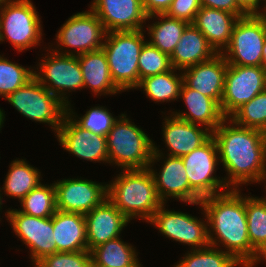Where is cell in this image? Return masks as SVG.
<instances>
[{"mask_svg": "<svg viewBox=\"0 0 266 267\" xmlns=\"http://www.w3.org/2000/svg\"><path fill=\"white\" fill-rule=\"evenodd\" d=\"M240 190H227L224 193L203 198L199 205L204 209L208 228V240L214 248L217 241L226 247L228 253L232 254L243 267H253L263 258L250 244L247 218L245 210V197ZM214 237V238H213ZM216 238V239H215ZM219 239V240H218Z\"/></svg>", "mask_w": 266, "mask_h": 267, "instance_id": "cell-1", "label": "cell"}, {"mask_svg": "<svg viewBox=\"0 0 266 267\" xmlns=\"http://www.w3.org/2000/svg\"><path fill=\"white\" fill-rule=\"evenodd\" d=\"M226 118L213 132L218 156L227 171L224 181L237 189L240 184L261 181L266 172V142L261 130L242 127ZM235 125V126H234ZM228 180V181H227Z\"/></svg>", "mask_w": 266, "mask_h": 267, "instance_id": "cell-2", "label": "cell"}, {"mask_svg": "<svg viewBox=\"0 0 266 267\" xmlns=\"http://www.w3.org/2000/svg\"><path fill=\"white\" fill-rule=\"evenodd\" d=\"M107 185V199L129 220L137 216L147 222L163 204L148 168L123 170Z\"/></svg>", "mask_w": 266, "mask_h": 267, "instance_id": "cell-3", "label": "cell"}, {"mask_svg": "<svg viewBox=\"0 0 266 267\" xmlns=\"http://www.w3.org/2000/svg\"><path fill=\"white\" fill-rule=\"evenodd\" d=\"M108 162L123 170L147 169L162 154L142 129L121 114L106 136Z\"/></svg>", "mask_w": 266, "mask_h": 267, "instance_id": "cell-4", "label": "cell"}, {"mask_svg": "<svg viewBox=\"0 0 266 267\" xmlns=\"http://www.w3.org/2000/svg\"><path fill=\"white\" fill-rule=\"evenodd\" d=\"M143 29L136 31H111L106 33L102 46L111 78L121 90L133 89L140 83L139 55L144 41Z\"/></svg>", "mask_w": 266, "mask_h": 267, "instance_id": "cell-5", "label": "cell"}, {"mask_svg": "<svg viewBox=\"0 0 266 267\" xmlns=\"http://www.w3.org/2000/svg\"><path fill=\"white\" fill-rule=\"evenodd\" d=\"M5 99L23 116L40 123L50 124L56 133L67 114V105L35 77Z\"/></svg>", "mask_w": 266, "mask_h": 267, "instance_id": "cell-6", "label": "cell"}, {"mask_svg": "<svg viewBox=\"0 0 266 267\" xmlns=\"http://www.w3.org/2000/svg\"><path fill=\"white\" fill-rule=\"evenodd\" d=\"M0 10V42L7 38L21 52L39 44L41 20L31 0H11Z\"/></svg>", "mask_w": 266, "mask_h": 267, "instance_id": "cell-7", "label": "cell"}, {"mask_svg": "<svg viewBox=\"0 0 266 267\" xmlns=\"http://www.w3.org/2000/svg\"><path fill=\"white\" fill-rule=\"evenodd\" d=\"M265 37L266 25L260 15L243 16L235 23L230 42L221 54L227 64L263 66Z\"/></svg>", "mask_w": 266, "mask_h": 267, "instance_id": "cell-8", "label": "cell"}, {"mask_svg": "<svg viewBox=\"0 0 266 267\" xmlns=\"http://www.w3.org/2000/svg\"><path fill=\"white\" fill-rule=\"evenodd\" d=\"M47 57L39 63L42 74L34 71V77L63 103L70 106L67 97H64V91L82 89L84 85L78 56L75 52L60 53L57 49Z\"/></svg>", "mask_w": 266, "mask_h": 267, "instance_id": "cell-9", "label": "cell"}, {"mask_svg": "<svg viewBox=\"0 0 266 267\" xmlns=\"http://www.w3.org/2000/svg\"><path fill=\"white\" fill-rule=\"evenodd\" d=\"M266 89L264 66H239L228 64L221 110L230 118L240 107Z\"/></svg>", "mask_w": 266, "mask_h": 267, "instance_id": "cell-10", "label": "cell"}, {"mask_svg": "<svg viewBox=\"0 0 266 267\" xmlns=\"http://www.w3.org/2000/svg\"><path fill=\"white\" fill-rule=\"evenodd\" d=\"M217 155V145L211 136L200 147L181 157L189 185L202 199L224 193L229 188L223 178L221 180L212 175L219 161ZM221 188L225 190L221 192Z\"/></svg>", "mask_w": 266, "mask_h": 267, "instance_id": "cell-11", "label": "cell"}, {"mask_svg": "<svg viewBox=\"0 0 266 267\" xmlns=\"http://www.w3.org/2000/svg\"><path fill=\"white\" fill-rule=\"evenodd\" d=\"M6 217L16 235L30 247L34 265L42 258L57 253L53 234V216L34 217L12 209L7 211Z\"/></svg>", "mask_w": 266, "mask_h": 267, "instance_id": "cell-12", "label": "cell"}, {"mask_svg": "<svg viewBox=\"0 0 266 267\" xmlns=\"http://www.w3.org/2000/svg\"><path fill=\"white\" fill-rule=\"evenodd\" d=\"M164 204L148 222L155 224L154 226L166 237L191 245L192 249H201L210 245L207 223L187 213L165 210Z\"/></svg>", "mask_w": 266, "mask_h": 267, "instance_id": "cell-13", "label": "cell"}, {"mask_svg": "<svg viewBox=\"0 0 266 267\" xmlns=\"http://www.w3.org/2000/svg\"><path fill=\"white\" fill-rule=\"evenodd\" d=\"M107 31L90 9L71 16L56 35L60 47L77 49V54L88 53L101 49Z\"/></svg>", "mask_w": 266, "mask_h": 267, "instance_id": "cell-14", "label": "cell"}, {"mask_svg": "<svg viewBox=\"0 0 266 267\" xmlns=\"http://www.w3.org/2000/svg\"><path fill=\"white\" fill-rule=\"evenodd\" d=\"M56 208L67 213L86 215L108 196V185L85 179H63L54 183Z\"/></svg>", "mask_w": 266, "mask_h": 267, "instance_id": "cell-15", "label": "cell"}, {"mask_svg": "<svg viewBox=\"0 0 266 267\" xmlns=\"http://www.w3.org/2000/svg\"><path fill=\"white\" fill-rule=\"evenodd\" d=\"M73 109L67 106V114L56 136L63 148L80 159L108 162L106 136L93 134L73 120ZM72 112V113H71Z\"/></svg>", "mask_w": 266, "mask_h": 267, "instance_id": "cell-16", "label": "cell"}, {"mask_svg": "<svg viewBox=\"0 0 266 267\" xmlns=\"http://www.w3.org/2000/svg\"><path fill=\"white\" fill-rule=\"evenodd\" d=\"M90 9L107 32L141 30L148 17L142 0H94Z\"/></svg>", "mask_w": 266, "mask_h": 267, "instance_id": "cell-17", "label": "cell"}, {"mask_svg": "<svg viewBox=\"0 0 266 267\" xmlns=\"http://www.w3.org/2000/svg\"><path fill=\"white\" fill-rule=\"evenodd\" d=\"M149 165L158 196L163 203L168 197L198 205L202 198L190 187L181 157L168 156L157 174ZM166 198V199H165Z\"/></svg>", "mask_w": 266, "mask_h": 267, "instance_id": "cell-18", "label": "cell"}, {"mask_svg": "<svg viewBox=\"0 0 266 267\" xmlns=\"http://www.w3.org/2000/svg\"><path fill=\"white\" fill-rule=\"evenodd\" d=\"M228 64L221 53L195 66L184 69L183 83L203 95L213 98L219 104L223 96Z\"/></svg>", "mask_w": 266, "mask_h": 267, "instance_id": "cell-19", "label": "cell"}, {"mask_svg": "<svg viewBox=\"0 0 266 267\" xmlns=\"http://www.w3.org/2000/svg\"><path fill=\"white\" fill-rule=\"evenodd\" d=\"M84 217L88 251L119 237L123 227L130 222L108 199L94 207Z\"/></svg>", "mask_w": 266, "mask_h": 267, "instance_id": "cell-20", "label": "cell"}, {"mask_svg": "<svg viewBox=\"0 0 266 267\" xmlns=\"http://www.w3.org/2000/svg\"><path fill=\"white\" fill-rule=\"evenodd\" d=\"M164 119L163 136L167 148L170 150L168 156L182 157L189 154L212 136L210 130H203L197 124L180 119L175 115Z\"/></svg>", "mask_w": 266, "mask_h": 267, "instance_id": "cell-21", "label": "cell"}, {"mask_svg": "<svg viewBox=\"0 0 266 267\" xmlns=\"http://www.w3.org/2000/svg\"><path fill=\"white\" fill-rule=\"evenodd\" d=\"M185 104L187 112H173L176 117L193 124H202L204 129L213 132L225 119L220 104L213 98L207 97L199 91L193 90L182 83L180 94Z\"/></svg>", "mask_w": 266, "mask_h": 267, "instance_id": "cell-22", "label": "cell"}, {"mask_svg": "<svg viewBox=\"0 0 266 267\" xmlns=\"http://www.w3.org/2000/svg\"><path fill=\"white\" fill-rule=\"evenodd\" d=\"M238 16L207 7H201L193 25L206 37L216 53H222L229 42Z\"/></svg>", "mask_w": 266, "mask_h": 267, "instance_id": "cell-23", "label": "cell"}, {"mask_svg": "<svg viewBox=\"0 0 266 267\" xmlns=\"http://www.w3.org/2000/svg\"><path fill=\"white\" fill-rule=\"evenodd\" d=\"M216 54L206 37L193 24H188L170 56V61L172 67L180 71L207 61Z\"/></svg>", "mask_w": 266, "mask_h": 267, "instance_id": "cell-24", "label": "cell"}, {"mask_svg": "<svg viewBox=\"0 0 266 267\" xmlns=\"http://www.w3.org/2000/svg\"><path fill=\"white\" fill-rule=\"evenodd\" d=\"M53 234L57 252L88 250L83 214L57 210L53 215Z\"/></svg>", "mask_w": 266, "mask_h": 267, "instance_id": "cell-25", "label": "cell"}, {"mask_svg": "<svg viewBox=\"0 0 266 267\" xmlns=\"http://www.w3.org/2000/svg\"><path fill=\"white\" fill-rule=\"evenodd\" d=\"M83 88L90 87L94 94H116L121 90L113 82L103 48L79 54Z\"/></svg>", "mask_w": 266, "mask_h": 267, "instance_id": "cell-26", "label": "cell"}, {"mask_svg": "<svg viewBox=\"0 0 266 267\" xmlns=\"http://www.w3.org/2000/svg\"><path fill=\"white\" fill-rule=\"evenodd\" d=\"M93 267H141L135 249L119 237L91 250Z\"/></svg>", "mask_w": 266, "mask_h": 267, "instance_id": "cell-27", "label": "cell"}, {"mask_svg": "<svg viewBox=\"0 0 266 267\" xmlns=\"http://www.w3.org/2000/svg\"><path fill=\"white\" fill-rule=\"evenodd\" d=\"M157 16L159 19L161 18V21H157L147 27L148 34L151 36L150 41L147 42L158 48L161 52L171 56L188 23L169 17L166 14L151 15L147 17V20H150V18L152 20L153 17L157 18Z\"/></svg>", "mask_w": 266, "mask_h": 267, "instance_id": "cell-28", "label": "cell"}, {"mask_svg": "<svg viewBox=\"0 0 266 267\" xmlns=\"http://www.w3.org/2000/svg\"><path fill=\"white\" fill-rule=\"evenodd\" d=\"M10 166L2 189L6 193L5 195L19 198L21 201L41 183V172L27 164L23 159L12 161Z\"/></svg>", "mask_w": 266, "mask_h": 267, "instance_id": "cell-29", "label": "cell"}, {"mask_svg": "<svg viewBox=\"0 0 266 267\" xmlns=\"http://www.w3.org/2000/svg\"><path fill=\"white\" fill-rule=\"evenodd\" d=\"M245 210L250 244L266 260V201L245 196Z\"/></svg>", "mask_w": 266, "mask_h": 267, "instance_id": "cell-30", "label": "cell"}, {"mask_svg": "<svg viewBox=\"0 0 266 267\" xmlns=\"http://www.w3.org/2000/svg\"><path fill=\"white\" fill-rule=\"evenodd\" d=\"M175 71L172 68L170 71L145 77L136 88H143L147 97L156 102L176 100L180 97L183 76L174 74Z\"/></svg>", "mask_w": 266, "mask_h": 267, "instance_id": "cell-31", "label": "cell"}, {"mask_svg": "<svg viewBox=\"0 0 266 267\" xmlns=\"http://www.w3.org/2000/svg\"><path fill=\"white\" fill-rule=\"evenodd\" d=\"M20 202L23 210L19 211L22 213L40 218L52 217L57 211L54 183L50 186L40 183Z\"/></svg>", "mask_w": 266, "mask_h": 267, "instance_id": "cell-32", "label": "cell"}, {"mask_svg": "<svg viewBox=\"0 0 266 267\" xmlns=\"http://www.w3.org/2000/svg\"><path fill=\"white\" fill-rule=\"evenodd\" d=\"M243 265L227 251L208 246L191 249L175 267H236Z\"/></svg>", "mask_w": 266, "mask_h": 267, "instance_id": "cell-33", "label": "cell"}, {"mask_svg": "<svg viewBox=\"0 0 266 267\" xmlns=\"http://www.w3.org/2000/svg\"><path fill=\"white\" fill-rule=\"evenodd\" d=\"M229 119L239 126L266 130V89L240 107Z\"/></svg>", "mask_w": 266, "mask_h": 267, "instance_id": "cell-34", "label": "cell"}, {"mask_svg": "<svg viewBox=\"0 0 266 267\" xmlns=\"http://www.w3.org/2000/svg\"><path fill=\"white\" fill-rule=\"evenodd\" d=\"M34 77L30 68L17 65L0 56V95L7 97Z\"/></svg>", "mask_w": 266, "mask_h": 267, "instance_id": "cell-35", "label": "cell"}, {"mask_svg": "<svg viewBox=\"0 0 266 267\" xmlns=\"http://www.w3.org/2000/svg\"><path fill=\"white\" fill-rule=\"evenodd\" d=\"M138 68L139 79L141 80L145 77L170 71L173 67L169 55L146 42L139 55Z\"/></svg>", "mask_w": 266, "mask_h": 267, "instance_id": "cell-36", "label": "cell"}, {"mask_svg": "<svg viewBox=\"0 0 266 267\" xmlns=\"http://www.w3.org/2000/svg\"><path fill=\"white\" fill-rule=\"evenodd\" d=\"M79 119L80 120L74 119V121L80 127L89 130L93 134H100L102 136H107L114 122L117 120L107 109L100 106L90 108V110L86 111L85 115Z\"/></svg>", "mask_w": 266, "mask_h": 267, "instance_id": "cell-37", "label": "cell"}, {"mask_svg": "<svg viewBox=\"0 0 266 267\" xmlns=\"http://www.w3.org/2000/svg\"><path fill=\"white\" fill-rule=\"evenodd\" d=\"M34 267H93L91 251L57 252L38 261Z\"/></svg>", "mask_w": 266, "mask_h": 267, "instance_id": "cell-38", "label": "cell"}, {"mask_svg": "<svg viewBox=\"0 0 266 267\" xmlns=\"http://www.w3.org/2000/svg\"><path fill=\"white\" fill-rule=\"evenodd\" d=\"M200 8V0H173L165 14L188 24H193Z\"/></svg>", "mask_w": 266, "mask_h": 267, "instance_id": "cell-39", "label": "cell"}, {"mask_svg": "<svg viewBox=\"0 0 266 267\" xmlns=\"http://www.w3.org/2000/svg\"><path fill=\"white\" fill-rule=\"evenodd\" d=\"M200 1H201V7L226 11L238 16L239 18L246 16V14L237 6L235 0H200Z\"/></svg>", "mask_w": 266, "mask_h": 267, "instance_id": "cell-40", "label": "cell"}, {"mask_svg": "<svg viewBox=\"0 0 266 267\" xmlns=\"http://www.w3.org/2000/svg\"><path fill=\"white\" fill-rule=\"evenodd\" d=\"M147 16L165 14L173 0H142Z\"/></svg>", "mask_w": 266, "mask_h": 267, "instance_id": "cell-41", "label": "cell"}, {"mask_svg": "<svg viewBox=\"0 0 266 267\" xmlns=\"http://www.w3.org/2000/svg\"><path fill=\"white\" fill-rule=\"evenodd\" d=\"M237 6L246 14V15H259V2L258 0H235Z\"/></svg>", "mask_w": 266, "mask_h": 267, "instance_id": "cell-42", "label": "cell"}, {"mask_svg": "<svg viewBox=\"0 0 266 267\" xmlns=\"http://www.w3.org/2000/svg\"><path fill=\"white\" fill-rule=\"evenodd\" d=\"M262 57H263V66L266 69V37H265V41H264V45L262 49Z\"/></svg>", "mask_w": 266, "mask_h": 267, "instance_id": "cell-43", "label": "cell"}, {"mask_svg": "<svg viewBox=\"0 0 266 267\" xmlns=\"http://www.w3.org/2000/svg\"><path fill=\"white\" fill-rule=\"evenodd\" d=\"M4 115H5V114L3 113V110L0 109V129H1V127H2V124L4 123V122H3V121H4V118H5Z\"/></svg>", "mask_w": 266, "mask_h": 267, "instance_id": "cell-44", "label": "cell"}, {"mask_svg": "<svg viewBox=\"0 0 266 267\" xmlns=\"http://www.w3.org/2000/svg\"><path fill=\"white\" fill-rule=\"evenodd\" d=\"M259 15L261 16L266 25V8H264L263 12H260Z\"/></svg>", "mask_w": 266, "mask_h": 267, "instance_id": "cell-45", "label": "cell"}, {"mask_svg": "<svg viewBox=\"0 0 266 267\" xmlns=\"http://www.w3.org/2000/svg\"><path fill=\"white\" fill-rule=\"evenodd\" d=\"M11 0H0V7L4 6L6 3L10 2Z\"/></svg>", "mask_w": 266, "mask_h": 267, "instance_id": "cell-46", "label": "cell"}, {"mask_svg": "<svg viewBox=\"0 0 266 267\" xmlns=\"http://www.w3.org/2000/svg\"><path fill=\"white\" fill-rule=\"evenodd\" d=\"M265 179H266V172L263 174V177H262L261 181H263V180L266 181ZM263 199L266 201L265 198H263Z\"/></svg>", "mask_w": 266, "mask_h": 267, "instance_id": "cell-47", "label": "cell"}, {"mask_svg": "<svg viewBox=\"0 0 266 267\" xmlns=\"http://www.w3.org/2000/svg\"><path fill=\"white\" fill-rule=\"evenodd\" d=\"M1 192V191H0ZM3 197H1V194H0V208H1V205H2V199ZM1 210V209H0Z\"/></svg>", "mask_w": 266, "mask_h": 267, "instance_id": "cell-48", "label": "cell"}, {"mask_svg": "<svg viewBox=\"0 0 266 267\" xmlns=\"http://www.w3.org/2000/svg\"><path fill=\"white\" fill-rule=\"evenodd\" d=\"M264 136H265V142H266V130L264 131Z\"/></svg>", "mask_w": 266, "mask_h": 267, "instance_id": "cell-49", "label": "cell"}, {"mask_svg": "<svg viewBox=\"0 0 266 267\" xmlns=\"http://www.w3.org/2000/svg\"><path fill=\"white\" fill-rule=\"evenodd\" d=\"M261 0H258V2H260ZM263 1H265V7L264 8H266V0H263Z\"/></svg>", "mask_w": 266, "mask_h": 267, "instance_id": "cell-50", "label": "cell"}]
</instances>
